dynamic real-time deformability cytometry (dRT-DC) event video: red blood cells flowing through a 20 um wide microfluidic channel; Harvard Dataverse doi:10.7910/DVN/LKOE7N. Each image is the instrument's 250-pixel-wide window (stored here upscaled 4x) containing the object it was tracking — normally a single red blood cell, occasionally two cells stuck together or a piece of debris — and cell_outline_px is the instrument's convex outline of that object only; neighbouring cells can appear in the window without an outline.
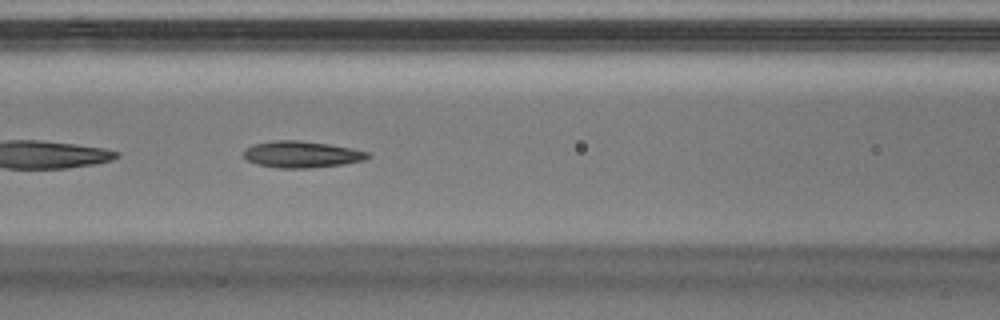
{"species": "Egyptian fruit bat (a non-hibernating species)", "species_latin": "Rousettus aegyptiacus", "temperature_condition": "warm", "stored_images_in_passage": 49, "segment_of_instrument_passage": [2, 2], "camera_frame_rate_fps": 3000, "um_per_image_px": 0.085, "animal": {"sex": "male"}, "frame": {"image": 1, "passage_image": 20, "time_ms": 6.333, "image_size_px": [1000, 320], "cell_outline_px": [[372, 156], [364, 160], [344, 164], [312, 168], [276, 168], [256, 164], [248, 160], [244, 156], [244, 152], [252, 144], [272, 140], [300, 140], [328, 144], [368, 152]], "centroid_in_image_um": [25.63, 13.13], "position_along_channel_um": 141.0, "area_um2": 19.19}}
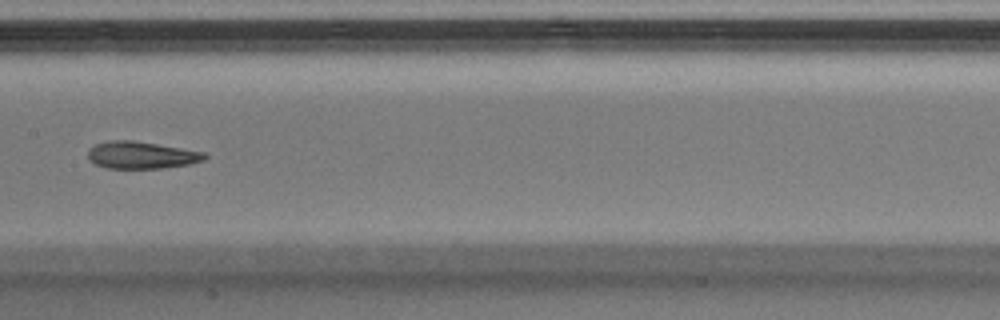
{"frame": {"image": 2, "passage_image": 24, "time_ms": 7.667, "image_size_px": [1000, 320], "cell_outline_px": [[208, 156], [204, 160], [188, 164], [160, 168], [104, 168], [88, 160], [88, 148], [96, 144], [108, 140], [132, 140], [204, 152]], "centroid_in_image_um": [11.96, 13.18], "position_along_channel_um": 195.4, "area_um2": 18.38}}
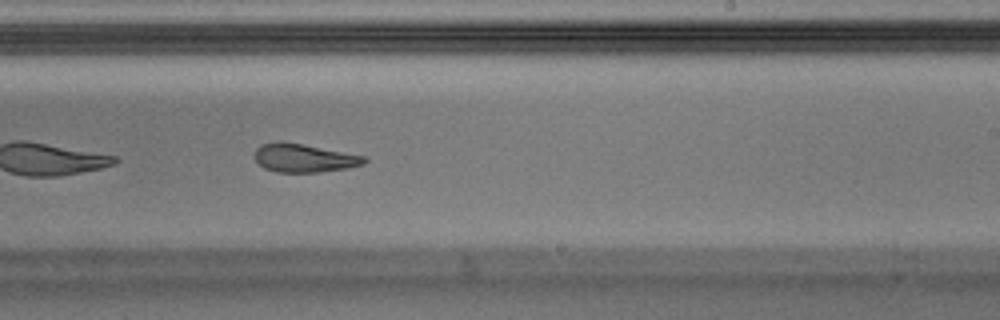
{"frame": {"image": 3, "passage_image": 29, "time_ms": 9.333, "image_size_px": [1000, 320], "cell_outline_px": [[368, 160], [364, 164], [348, 168], [320, 172], [276, 172], [264, 168], [256, 160], [256, 148], [260, 144], [276, 140], [304, 144], [368, 156]], "centroid_in_image_um": [25.88, 13.42], "position_along_channel_um": 263.1, "area_um2": 18.44}}